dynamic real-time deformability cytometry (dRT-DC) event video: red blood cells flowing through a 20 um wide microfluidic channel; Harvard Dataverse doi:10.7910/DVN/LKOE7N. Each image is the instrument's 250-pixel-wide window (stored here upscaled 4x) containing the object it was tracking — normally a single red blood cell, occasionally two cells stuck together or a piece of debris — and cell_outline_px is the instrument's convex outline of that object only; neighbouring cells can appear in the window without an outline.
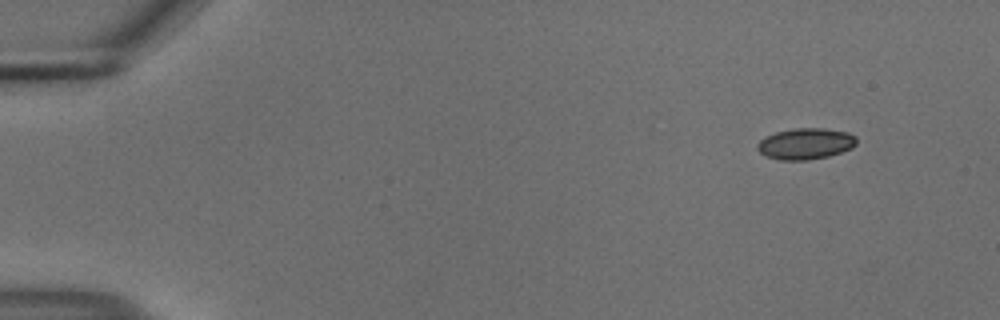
{"species": "common noctule bat (a hibernating species)", "species_latin": "Nyctalus noctula", "temperature_condition": "cold", "stored_images_in_passage": 14, "camera_frame_rate_fps": 3000, "um_per_image_px": 0.085, "animal": {"sex": "male", "body_mass_g": 18.8}, "frame": {"image": 1, "passage_image": 1, "time_ms": 0.0, "image_size_px": [1000, 320], "cell_outline_px": [[856, 144], [852, 148], [828, 156], [808, 160], [780, 160], [764, 156], [756, 148], [756, 144], [760, 140], [776, 132], [796, 128], [824, 128], [848, 132], [856, 136]], "centroid_in_image_um": [68.47, 12.22], "position_along_channel_um": 16.5, "area_um2": 18.03}}
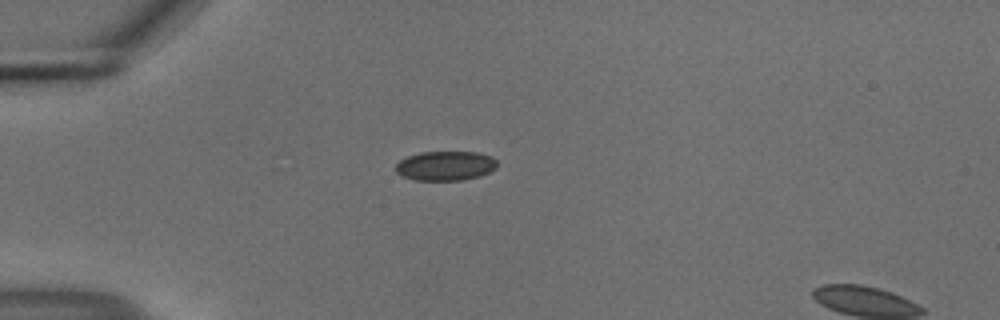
{"frame": {"image": 2, "passage_image": 11, "time_ms": 3.333, "image_size_px": [1000, 320], "cell_outline_px": [[496, 168], [480, 176], [464, 180], [416, 180], [400, 176], [396, 172], [396, 164], [400, 160], [408, 156], [420, 152], [476, 152], [492, 156], [496, 160]], "centroid_in_image_um": [37.85, 14.09], "position_along_channel_um": 47.1, "area_um2": 17.46}}